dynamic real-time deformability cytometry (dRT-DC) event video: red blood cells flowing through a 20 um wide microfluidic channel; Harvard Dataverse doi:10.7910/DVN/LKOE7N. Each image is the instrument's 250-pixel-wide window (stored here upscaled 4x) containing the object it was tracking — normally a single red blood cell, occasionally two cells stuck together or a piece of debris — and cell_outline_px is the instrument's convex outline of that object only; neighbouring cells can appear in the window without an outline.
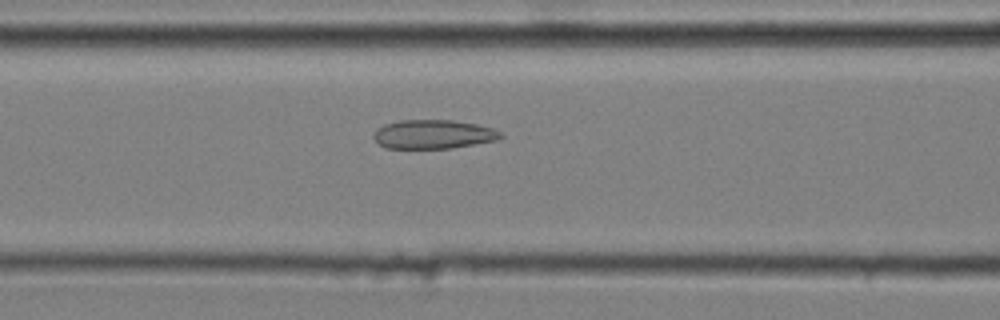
{"species": "common noctule bat (a hibernating species)", "species_latin": "Nyctalus noctula", "temperature_condition": "cold", "stored_images_in_passage": 48, "camera_frame_rate_fps": 3000, "um_per_image_px": 0.085, "animal": {"sex": "male", "body_mass_g": 20.4}, "frame": {"image": 1, "passage_image": 22, "time_ms": 7.0, "image_size_px": [1000, 320], "cell_outline_px": [[504, 136], [500, 140], [452, 148], [384, 148], [372, 136], [372, 132], [376, 128], [384, 124], [400, 120], [452, 120], [476, 124], [492, 128], [500, 132]], "centroid_in_image_um": [36.83, 11.41], "position_along_channel_um": 129.8, "area_um2": 21.62}}
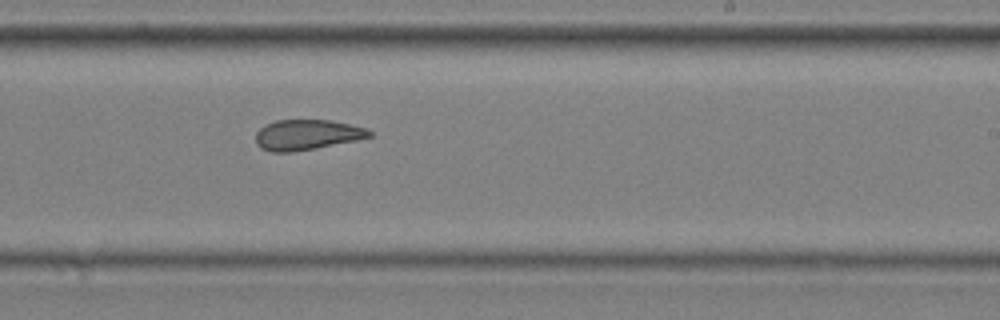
{"frame": {"image": 2, "passage_image": 33, "time_ms": 10.667, "image_size_px": [1000, 320], "cell_outline_px": [[372, 136], [356, 140], [316, 148], [292, 152], [272, 152], [260, 148], [256, 144], [256, 132], [264, 124], [276, 120], [332, 120], [364, 128], [372, 132]], "centroid_in_image_um": [26.04, 11.46], "position_along_channel_um": 263.0, "area_um2": 20.06}}
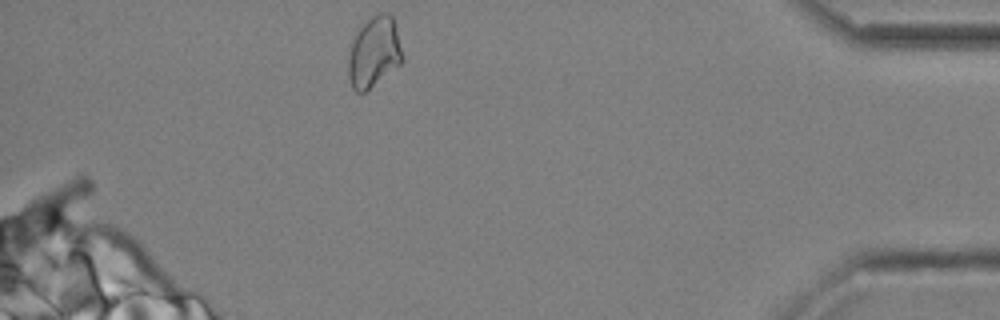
{"frame": {"image": 3, "passage_image": 48, "time_ms": 15.667, "image_size_px": [1000, 320], "cell_outline_px": [[404, 60], [400, 64], [364, 92], [356, 92], [352, 88], [348, 76], [348, 56], [352, 40], [356, 32], [376, 12], [388, 12], [392, 16], [396, 28], [404, 56]], "centroid_in_image_um": [31.79, 4.41], "position_along_channel_um": 403.4, "area_um2": 22.25}, "authors_computed_cell_mechanics": {"area_um2": 21.7039, "velocity_mm_per_s": 3.64, "shape_relaxation_time_tau1_ms": null, "shape_relaxation_time_tau2_ms": 2.9191, "deformation_change_tau1": null, "deformation_change_tau2": 0.0947}}